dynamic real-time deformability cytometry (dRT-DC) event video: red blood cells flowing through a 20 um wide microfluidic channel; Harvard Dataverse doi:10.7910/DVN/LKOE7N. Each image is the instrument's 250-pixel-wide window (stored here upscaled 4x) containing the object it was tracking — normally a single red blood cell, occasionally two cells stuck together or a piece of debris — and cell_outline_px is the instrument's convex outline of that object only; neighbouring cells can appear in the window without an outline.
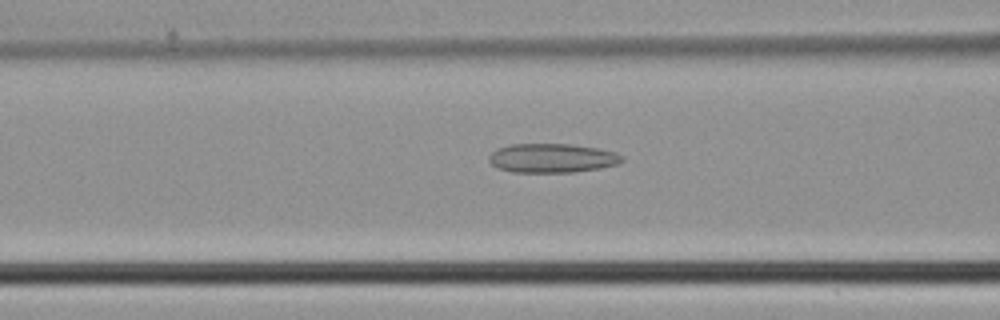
{"species": "common noctule bat (a hibernating species)", "species_latin": "Nyctalus noctula", "temperature_condition": "cold", "stored_images_in_passage": 45, "camera_frame_rate_fps": 3000, "um_per_image_px": 0.085, "animal": {"sex": "male", "body_mass_g": 21.5, "forearm_length_mm": 52.0}, "frame": {"image": 1, "passage_image": 18, "time_ms": 5.667, "image_size_px": [1000, 320], "cell_outline_px": [[624, 160], [620, 164], [600, 168], [572, 172], [512, 172], [496, 168], [488, 160], [488, 156], [496, 148], [508, 144], [572, 144], [600, 148], [616, 152], [624, 156]], "centroid_in_image_um": [46.94, 13.43], "position_along_channel_um": 119.7, "area_um2": 22.95}}
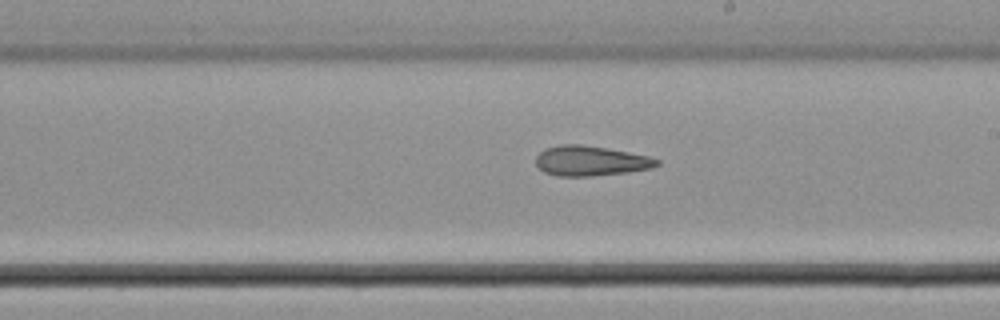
{"frame": {"image": 2, "passage_image": 26, "time_ms": 8.333, "image_size_px": [1000, 320], "cell_outline_px": [[660, 164], [652, 168], [628, 172], [592, 176], [560, 176], [544, 172], [536, 164], [536, 156], [544, 148], [560, 144], [580, 144], [608, 148], [648, 156], [660, 160]], "centroid_in_image_um": [50.2, 13.67], "position_along_channel_um": 238.8, "area_um2": 21.21}}
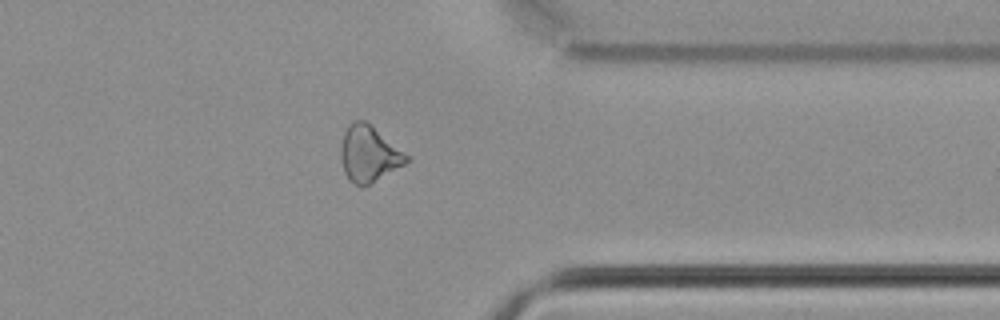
{"frame": {"image": 3, "passage_image": 36, "time_ms": 11.667, "image_size_px": [1000, 320], "cell_outline_px": [[408, 160], [404, 164], [368, 184], [360, 188], [344, 172], [340, 156], [340, 148], [344, 132], [348, 124], [352, 120], [364, 120], [408, 156]], "centroid_in_image_um": [31.29, 13.06], "position_along_channel_um": 380.1, "area_um2": 20.69}}